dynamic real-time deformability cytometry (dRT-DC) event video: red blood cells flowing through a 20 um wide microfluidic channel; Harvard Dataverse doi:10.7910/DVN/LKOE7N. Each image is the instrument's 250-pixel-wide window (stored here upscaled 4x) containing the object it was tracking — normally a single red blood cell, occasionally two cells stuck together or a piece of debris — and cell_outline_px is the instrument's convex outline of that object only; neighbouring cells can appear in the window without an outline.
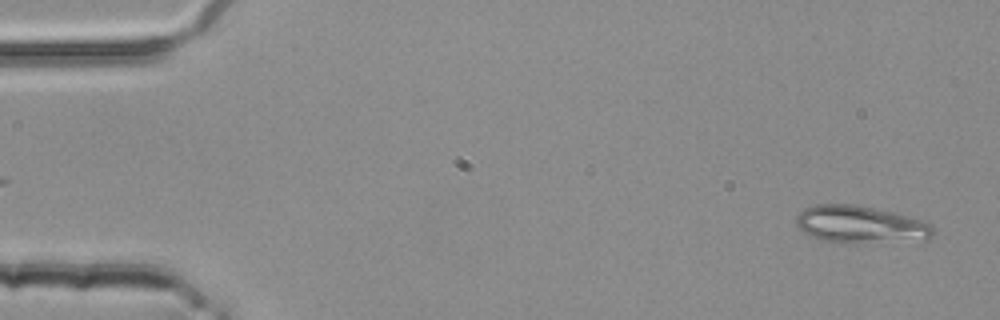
{"species": "common noctule bat (a hibernating species)", "species_latin": "Nyctalus noctula", "temperature_condition": "room temperature", "stored_images_in_passage": 54, "camera_frame_rate_fps": 3000, "um_per_image_px": 0.085, "animal": {"sex": "female", "body_mass_g": 25.1}, "frame": {"image": 1, "passage_image": 3, "time_ms": 0.667, "image_size_px": [1000, 320], "cell_outline_px": [[936, 232], [928, 240], [820, 240], [804, 232], [796, 224], [796, 216], [804, 208], [816, 204], [852, 204], [892, 212], [908, 216], [920, 220], [928, 224]], "centroid_in_image_um": [73.11, 19.03], "position_along_channel_um": 11.9, "area_um2": 28.44}}
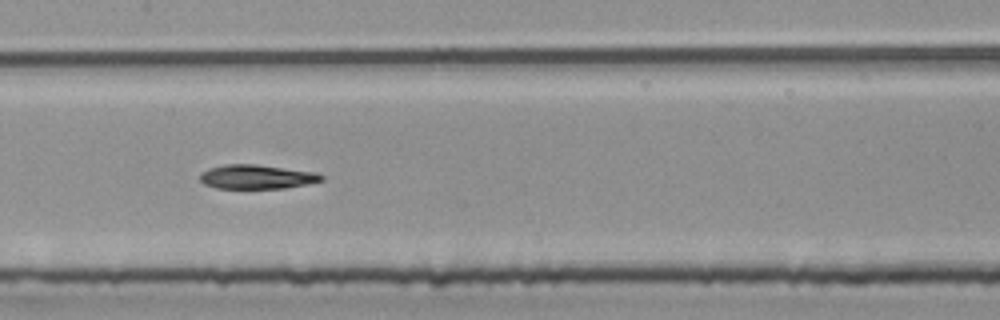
{"frame": {"image": 2, "passage_image": 27, "time_ms": 8.667, "image_size_px": [1000, 320], "cell_outline_px": [[324, 180], [284, 188], [216, 188], [204, 184], [200, 180], [200, 172], [208, 168], [224, 164], [256, 164], [316, 172], [324, 176]], "centroid_in_image_um": [21.79, 15.02], "position_along_channel_um": 185.6, "area_um2": 17.11}}
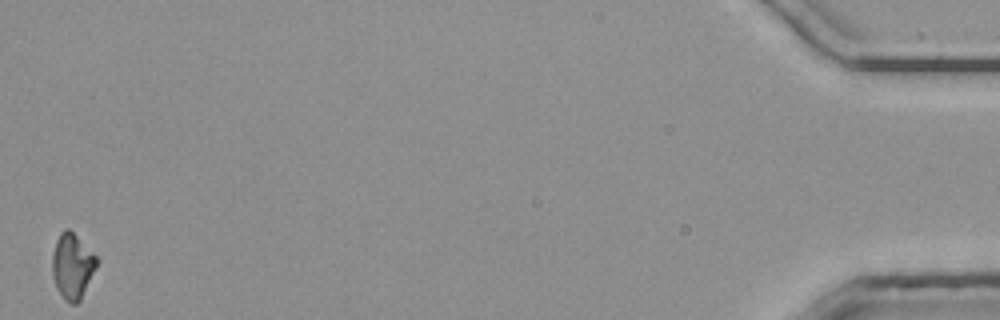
{"frame": {"image": 3, "passage_image": 54, "time_ms": 17.667, "image_size_px": [1000, 320], "cell_outline_px": [[100, 260], [80, 300], [76, 304], [72, 304], [60, 292], [52, 276], [52, 256], [56, 240], [60, 232], [64, 228], [68, 228]], "centroid_in_image_um": [6.15, 22.58], "position_along_channel_um": 429.0, "area_um2": 16.59}, "authors_computed_cell_mechanics": {"area_um2": 17.8024, "velocity_mm_per_s": 3.7881, "shape_relaxation_time_tau1_ms": 6.1182, "shape_relaxation_time_tau2_ms": 3.8397, "deformation_change_tau1": 0.2104, "deformation_change_tau2": 0.1111}}